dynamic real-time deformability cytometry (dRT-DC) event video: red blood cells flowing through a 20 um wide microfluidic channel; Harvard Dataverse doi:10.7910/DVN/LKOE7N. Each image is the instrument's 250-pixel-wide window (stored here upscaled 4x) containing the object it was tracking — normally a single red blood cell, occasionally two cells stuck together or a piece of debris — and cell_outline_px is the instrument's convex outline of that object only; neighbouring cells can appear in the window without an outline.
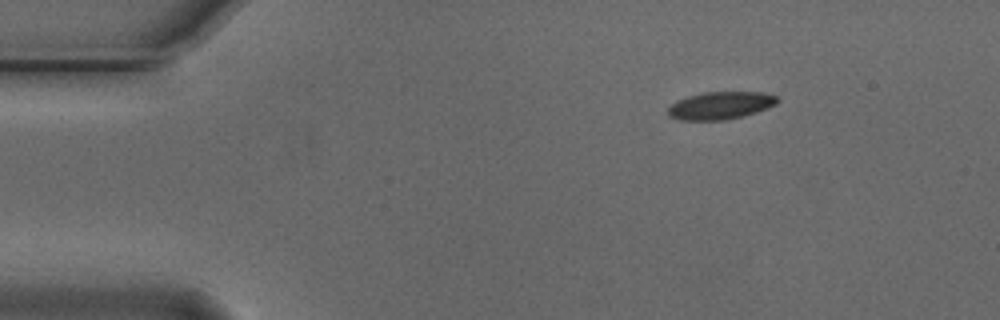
{"species": "Egyptian fruit bat (a non-hibernating species)", "species_latin": "Rousettus aegyptiacus", "temperature_condition": "cold", "stored_images_in_passage": 5, "camera_frame_rate_fps": 3000, "um_per_image_px": 0.085, "animal": {"sex": "male"}, "frame": {"image": 1, "passage_image": 1, "time_ms": 0.0, "image_size_px": [1000, 320], "cell_outline_px": [[780, 100], [776, 104], [768, 108], [756, 112], [724, 120], [680, 120], [668, 116], [668, 108], [676, 100], [700, 92], [764, 92], [776, 96]], "centroid_in_image_um": [61.23, 8.96], "position_along_channel_um": 23.8, "area_um2": 17.63}}
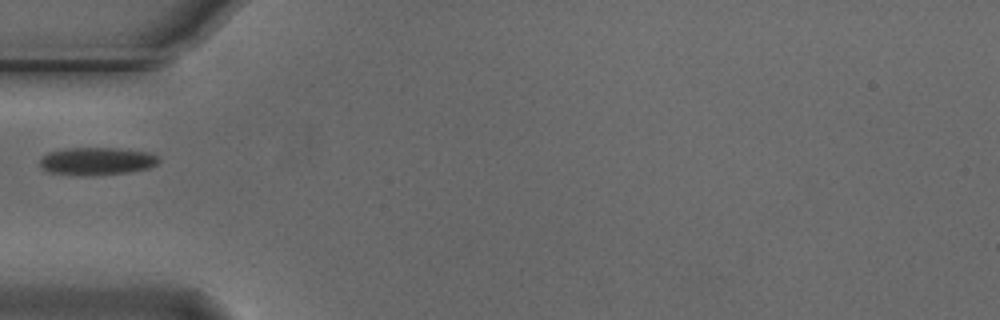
{"frame": {"image": 2, "passage_image": 4, "time_ms": 1.0, "image_size_px": [1000, 320], "cell_outline_px": [[160, 160], [156, 164], [148, 168], [128, 172], [92, 176], [80, 176], [48, 172], [40, 168], [40, 156], [48, 152], [68, 148], [116, 148], [148, 152], [160, 156]], "centroid_in_image_um": [8.19, 13.71], "position_along_channel_um": 76.8, "area_um2": 19.48}}
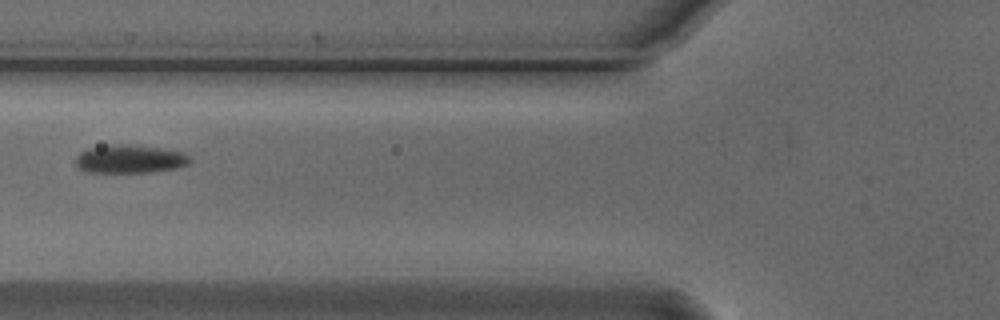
{"frame": {"image": 3, "passage_image": 5, "time_ms": 1.333, "image_size_px": [1000, 320], "cell_outline_px": [[192, 160], [188, 164], [176, 168], [152, 172], [88, 172], [80, 168], [76, 164], [76, 156], [80, 152], [88, 148], [108, 144], [124, 144], [156, 148], [184, 152]], "centroid_in_image_um": [11.02, 13.51], "position_along_channel_um": 114.8, "area_um2": 18.73}}